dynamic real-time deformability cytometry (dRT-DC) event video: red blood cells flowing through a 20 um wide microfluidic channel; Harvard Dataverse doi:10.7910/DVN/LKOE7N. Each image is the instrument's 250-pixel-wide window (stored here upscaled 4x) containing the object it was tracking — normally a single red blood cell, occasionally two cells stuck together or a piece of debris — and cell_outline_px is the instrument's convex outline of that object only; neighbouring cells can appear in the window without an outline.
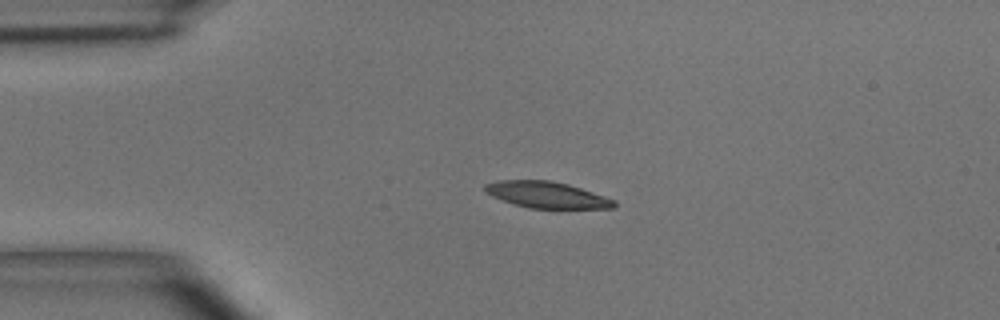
{"species": "common noctule bat (a hibernating species)", "species_latin": "Nyctalus noctula", "temperature_condition": "room temperature", "stored_images_in_passage": 40, "camera_frame_rate_fps": 3000, "um_per_image_px": 0.085, "animal": {"sex": "male", "body_mass_g": 15.6}, "frame": {"image": 1, "passage_image": 1, "time_ms": 0.0, "image_size_px": [1000, 320], "cell_outline_px": [[616, 208], [528, 208], [492, 196], [484, 192], [484, 184], [500, 180], [548, 180], [568, 184], [616, 200]], "centroid_in_image_um": [46.47, 16.55], "position_along_channel_um": 38.5, "area_um2": 19.65}}
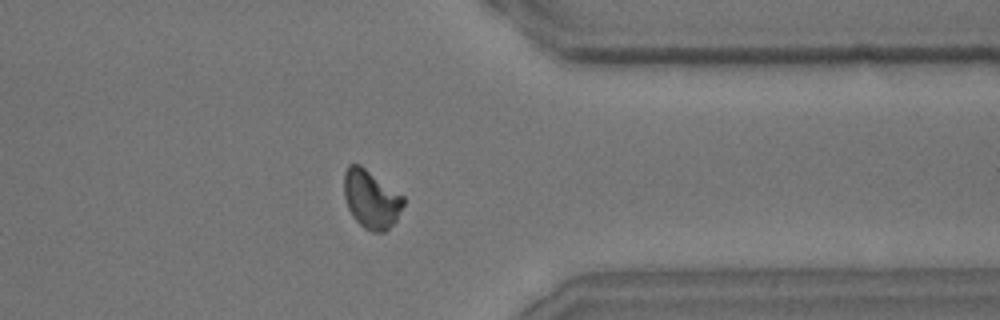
{"frame": {"image": 2, "passage_image": 30, "time_ms": 9.667, "image_size_px": [1000, 320], "cell_outline_px": [[404, 204], [396, 220], [384, 232], [372, 232], [364, 228], [352, 216], [348, 208], [344, 196], [344, 172], [348, 164], [360, 164], [404, 196]], "centroid_in_image_um": [31.53, 16.92], "position_along_channel_um": 379.9, "area_um2": 20.17}}
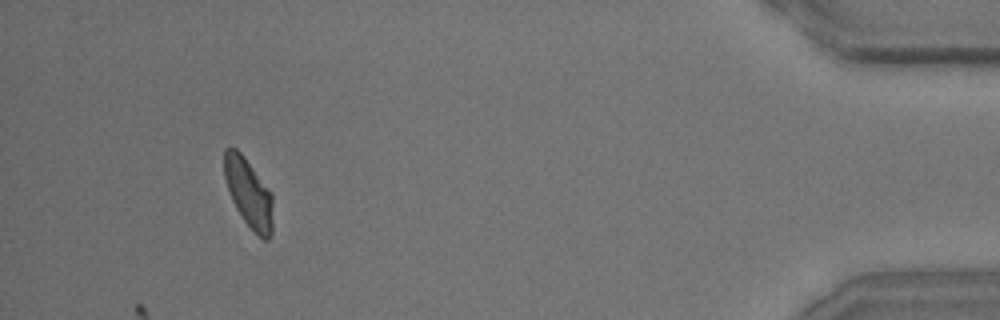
{"frame": {"image": 3, "passage_image": 37, "time_ms": 12.0, "image_size_px": [1000, 320], "cell_outline_px": [[272, 232], [268, 240], [264, 240], [244, 220], [236, 208], [232, 200], [224, 176], [224, 148], [236, 148], [244, 156], [272, 196]], "centroid_in_image_um": [21.11, 16.4], "position_along_channel_um": 414.1, "area_um2": 18.9}, "authors_computed_cell_mechanics": {"area_um2": 20.1433, "velocity_mm_per_s": 3.9127, "shape_relaxation_time_tau1_ms": 7.481, "shape_relaxation_time_tau2_ms": 7.5111, "deformation_change_tau1": 0.2029, "deformation_change_tau2": 0.1016}}